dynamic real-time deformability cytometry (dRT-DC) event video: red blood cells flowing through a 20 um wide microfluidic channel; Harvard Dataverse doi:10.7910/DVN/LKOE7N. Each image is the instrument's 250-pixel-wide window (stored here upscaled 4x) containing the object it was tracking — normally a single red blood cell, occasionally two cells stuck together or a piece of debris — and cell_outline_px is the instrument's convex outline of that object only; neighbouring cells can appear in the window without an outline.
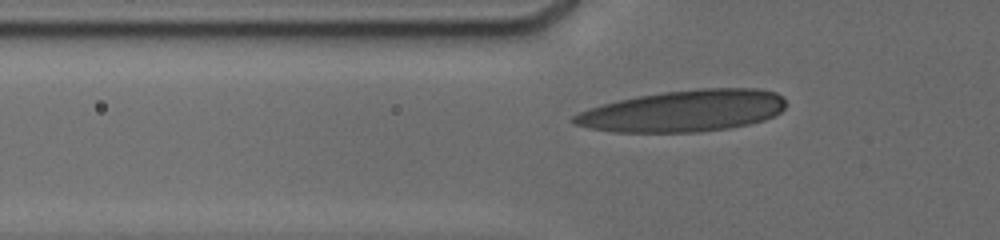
{"species": "human", "species_latin": "Homo sapiens", "temperature_condition": "cold", "stored_images_in_passage": 56, "camera_frame_rate_fps": 3000, "um_per_image_px": 0.085, "donor": {"sex": "male"}, "frame": {"image": 1, "passage_image": 9, "time_ms": 2.333, "image_size_px": [1000, 240], "cell_outline_px": [[784, 108], [780, 112], [764, 120], [748, 124], [728, 128], [700, 132], [616, 132], [588, 128], [576, 124], [568, 120], [572, 116], [588, 108], [620, 100], [640, 96], [664, 92], [700, 88], [760, 88], [776, 92], [784, 96]], "centroid_in_image_um": [58.12, 9.43], "position_along_channel_um": 67.7, "area_um2": 51.33}}
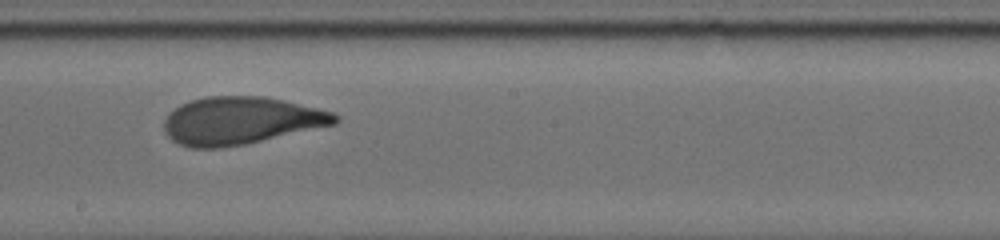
{"frame": {"image": 2, "passage_image": 25, "time_ms": 6.667, "image_size_px": [1000, 240], "cell_outline_px": [[340, 120], [336, 124], [244, 144], [220, 148], [192, 148], [180, 144], [172, 140], [164, 132], [164, 120], [168, 112], [180, 104], [192, 100], [208, 96], [264, 96], [284, 100], [332, 112], [340, 116]], "centroid_in_image_um": [20.44, 10.25], "position_along_channel_um": 227.8, "area_um2": 47.34}}
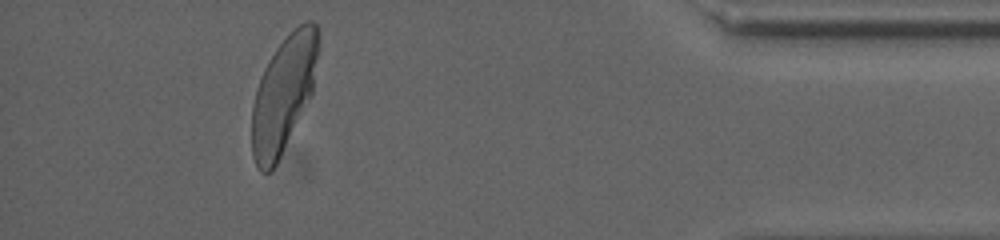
{"frame": {"image": 3, "passage_image": 50, "time_ms": 12.667, "image_size_px": [1000, 240], "cell_outline_px": [[316, 56], [312, 96], [272, 172], [260, 172], [252, 156], [252, 104], [256, 88], [264, 68], [268, 60], [276, 48], [300, 24], [308, 20], [312, 20], [316, 24]], "centroid_in_image_um": [24.06, 8.08], "position_along_channel_um": 411.1, "area_um2": 44.33}, "authors_computed_cell_mechanics": {"area_um2": 46.6446, "velocity_mm_per_s": 3.7858, "shape_relaxation_time_tau1_ms": 4.6449, "shape_relaxation_time_tau2_ms": 0.906, "deformation_change_tau1": 0.1868, "deformation_change_tau2": 0.0745}}